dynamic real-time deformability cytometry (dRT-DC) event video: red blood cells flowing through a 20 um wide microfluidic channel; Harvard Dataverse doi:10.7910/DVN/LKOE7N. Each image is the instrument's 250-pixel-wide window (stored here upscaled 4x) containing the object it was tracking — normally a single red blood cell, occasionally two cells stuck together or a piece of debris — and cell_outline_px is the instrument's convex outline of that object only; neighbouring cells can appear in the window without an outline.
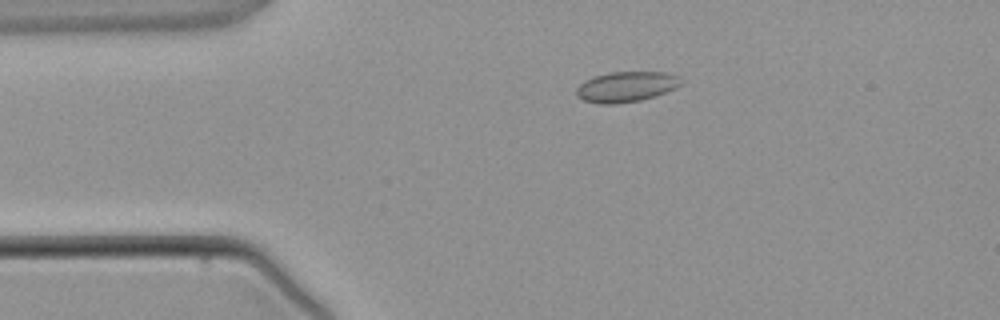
{"species": "common noctule bat (a hibernating species)", "species_latin": "Nyctalus noctula", "temperature_condition": "warm", "stored_images_in_passage": 5, "camera_frame_rate_fps": 3000, "um_per_image_px": 0.085, "animal": {"sex": "male", "body_mass_g": 21.5, "forearm_length_mm": 52.0}, "frame": {"image": 1, "passage_image": 3, "time_ms": 2.333, "image_size_px": [1000, 320], "cell_outline_px": [[680, 84], [676, 88], [640, 100], [612, 104], [600, 104], [584, 100], [576, 96], [576, 88], [584, 80], [592, 76], [608, 72], [664, 72], [680, 76]], "centroid_in_image_um": [53.17, 7.36], "position_along_channel_um": 31.8, "area_um2": 18.44}}